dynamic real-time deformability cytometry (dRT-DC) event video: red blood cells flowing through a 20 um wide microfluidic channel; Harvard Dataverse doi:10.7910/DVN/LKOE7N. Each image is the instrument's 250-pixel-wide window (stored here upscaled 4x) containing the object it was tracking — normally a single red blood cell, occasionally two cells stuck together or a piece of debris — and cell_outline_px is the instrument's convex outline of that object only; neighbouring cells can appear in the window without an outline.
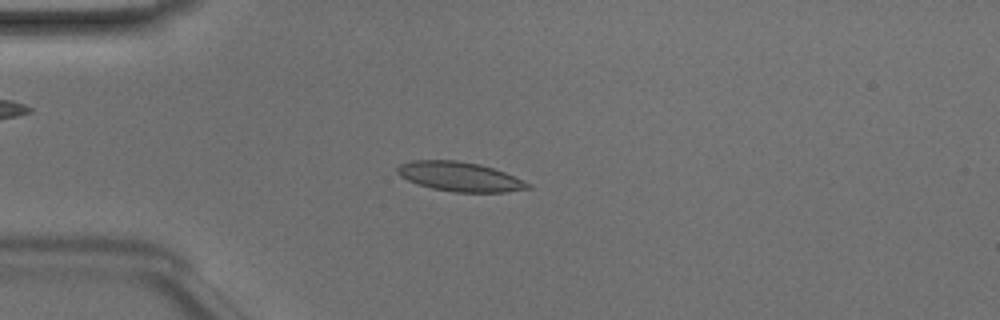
{"species": "Egyptian fruit bat (a non-hibernating species)", "species_latin": "Rousettus aegyptiacus", "temperature_condition": "room temperature", "stored_images_in_passage": 39, "camera_frame_rate_fps": 3000, "um_per_image_px": 0.085, "animal": {"sex": "male"}, "frame": {"image": 1, "passage_image": 12, "time_ms": 3.667, "image_size_px": [1000, 320], "cell_outline_px": [[532, 188], [504, 192], [452, 192], [432, 188], [416, 184], [400, 176], [396, 172], [396, 168], [400, 164], [412, 160], [456, 160], [480, 164], [504, 172], [532, 184]], "centroid_in_image_um": [39.06, 15.01], "position_along_channel_um": 45.9, "area_um2": 22.43}}
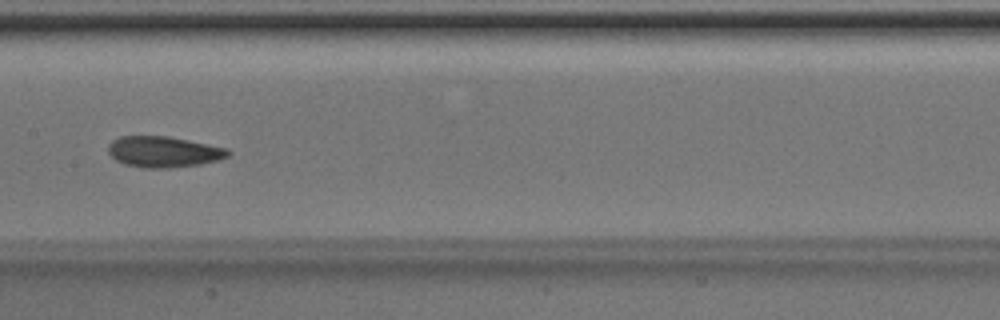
{"frame": {"image": 2, "passage_image": 24, "time_ms": 7.667, "image_size_px": [1000, 320], "cell_outline_px": [[232, 152], [228, 156], [220, 160], [200, 164], [168, 168], [144, 168], [124, 164], [116, 160], [108, 152], [108, 144], [112, 140], [120, 136], [168, 136], [228, 148]], "centroid_in_image_um": [13.91, 12.9], "position_along_channel_um": 193.5, "area_um2": 21.73}}
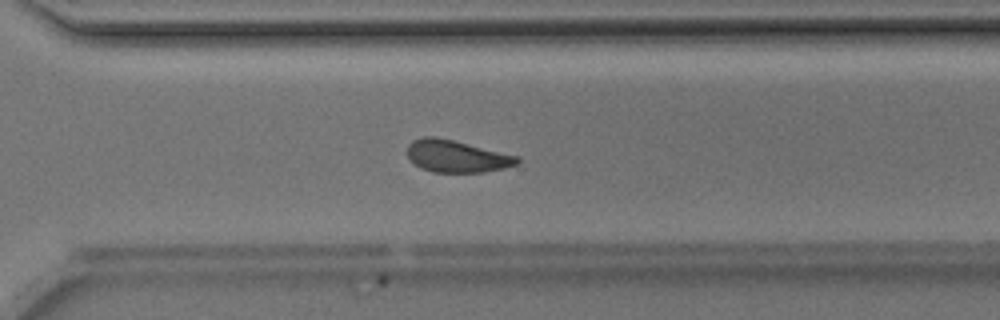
{"frame": {"image": 3, "passage_image": 34, "time_ms": 11.0, "image_size_px": [1000, 320], "cell_outline_px": [[520, 164], [504, 168], [484, 172], [432, 172], [420, 168], [408, 160], [408, 144], [412, 140], [424, 136], [432, 136], [452, 140], [520, 156]], "centroid_in_image_um": [38.82, 13.29], "position_along_channel_um": 331.8, "area_um2": 20.75}, "authors_computed_cell_mechanics": {"area_um2": 21.1548, "velocity_mm_per_s": 4.1608, "shape_relaxation_time_tau1_ms": 5.0641, "shape_relaxation_time_tau2_ms": 6.7667, "deformation_change_tau1": 0.1243, "deformation_change_tau2": 0.1263}}